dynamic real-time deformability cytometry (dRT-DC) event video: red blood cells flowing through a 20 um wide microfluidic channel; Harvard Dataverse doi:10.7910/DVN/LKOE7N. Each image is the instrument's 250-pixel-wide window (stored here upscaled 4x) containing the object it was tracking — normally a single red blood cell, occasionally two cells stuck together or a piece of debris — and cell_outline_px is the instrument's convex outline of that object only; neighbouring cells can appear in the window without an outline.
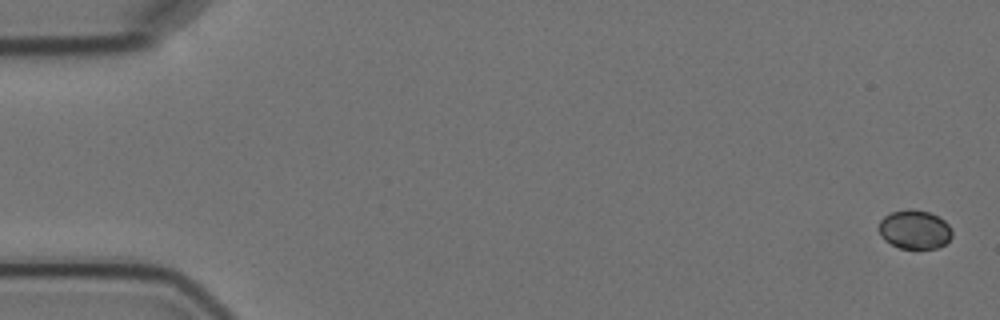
{"species": "Egyptian fruit bat (a non-hibernating species)", "species_latin": "Rousettus aegyptiacus", "temperature_condition": "cold", "stored_images_in_passage": 7, "camera_frame_rate_fps": 3000, "um_per_image_px": 0.085, "animal": {"sex": "female"}, "frame": {"image": 1, "passage_image": 1, "time_ms": 0.0, "image_size_px": [1000, 320], "cell_outline_px": [[952, 236], [944, 244], [936, 248], [900, 248], [884, 240], [880, 236], [880, 220], [884, 216], [892, 212], [908, 208], [912, 208], [928, 212], [944, 220], [948, 224], [952, 232]], "centroid_in_image_um": [77.73, 19.5], "position_along_channel_um": 7.3, "area_um2": 16.47}}
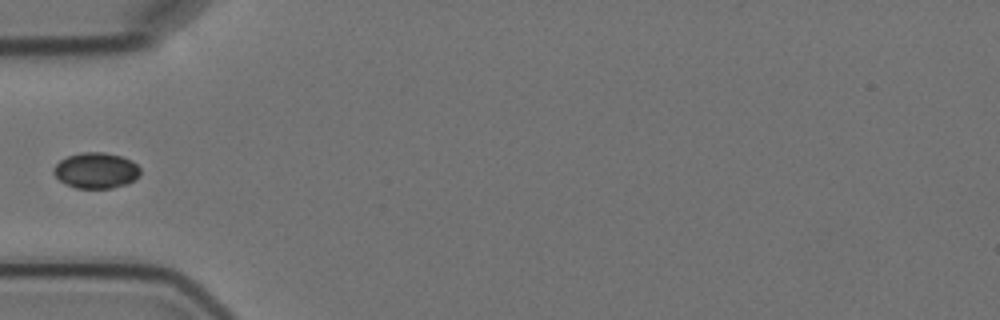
{"frame": {"image": 2, "passage_image": 6, "time_ms": 6.0, "image_size_px": [1000, 320], "cell_outline_px": [[140, 172], [132, 180], [124, 184], [112, 188], [76, 188], [64, 184], [52, 172], [52, 168], [60, 160], [68, 156], [80, 152], [104, 152], [120, 156], [132, 160], [140, 168]], "centroid_in_image_um": [8.12, 14.48], "position_along_channel_um": 76.9, "area_um2": 17.98}}
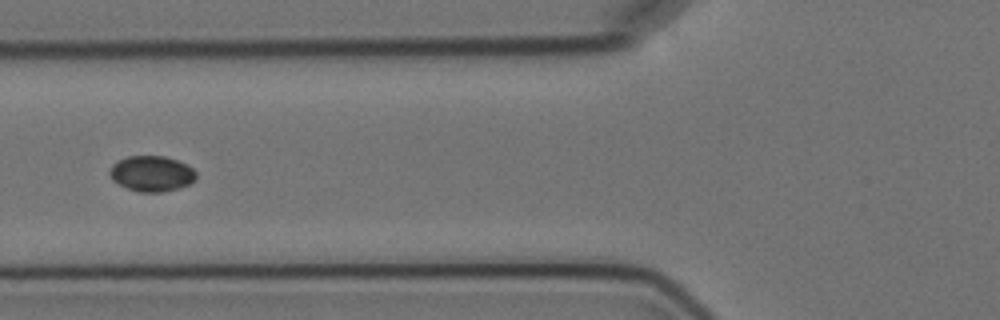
{"frame": {"image": 3, "passage_image": 7, "time_ms": 7.0, "image_size_px": [1000, 320], "cell_outline_px": [[196, 180], [188, 184], [176, 188], [160, 192], [140, 192], [128, 188], [112, 180], [108, 172], [112, 164], [116, 160], [128, 156], [164, 156], [176, 160], [192, 168], [196, 172]], "centroid_in_image_um": [12.85, 14.74], "position_along_channel_um": 112.9, "area_um2": 17.8}}